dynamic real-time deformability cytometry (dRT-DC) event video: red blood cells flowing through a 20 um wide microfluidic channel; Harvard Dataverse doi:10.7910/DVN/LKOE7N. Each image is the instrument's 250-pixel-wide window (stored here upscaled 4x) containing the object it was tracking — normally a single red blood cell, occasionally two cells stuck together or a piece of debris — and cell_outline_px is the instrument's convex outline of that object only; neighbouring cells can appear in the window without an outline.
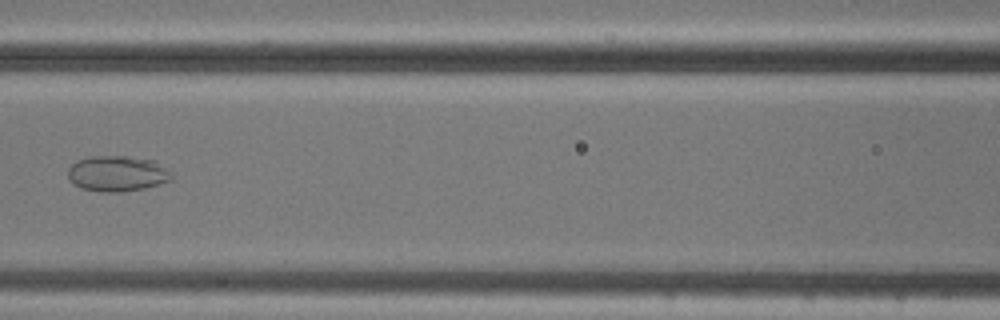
{"species": "common noctule bat (a hibernating species)", "species_latin": "Nyctalus noctula", "temperature_condition": "cold", "stored_images_in_passage": 7, "camera_frame_rate_fps": 3000, "um_per_image_px": 0.085, "animal": {"sex": "male", "body_mass_g": 20.5, "forearm_length_mm": 52.5}, "frame": {"image": 1, "passage_image": 6, "time_ms": 7.0, "image_size_px": [1000, 320], "cell_outline_px": [[172, 180], [144, 188], [120, 192], [104, 192], [80, 188], [72, 184], [68, 176], [68, 168], [72, 164], [80, 160], [92, 156], [128, 156], [156, 160], [172, 172]], "centroid_in_image_um": [9.99, 14.75], "position_along_channel_um": 156.6, "area_um2": 21.68}}